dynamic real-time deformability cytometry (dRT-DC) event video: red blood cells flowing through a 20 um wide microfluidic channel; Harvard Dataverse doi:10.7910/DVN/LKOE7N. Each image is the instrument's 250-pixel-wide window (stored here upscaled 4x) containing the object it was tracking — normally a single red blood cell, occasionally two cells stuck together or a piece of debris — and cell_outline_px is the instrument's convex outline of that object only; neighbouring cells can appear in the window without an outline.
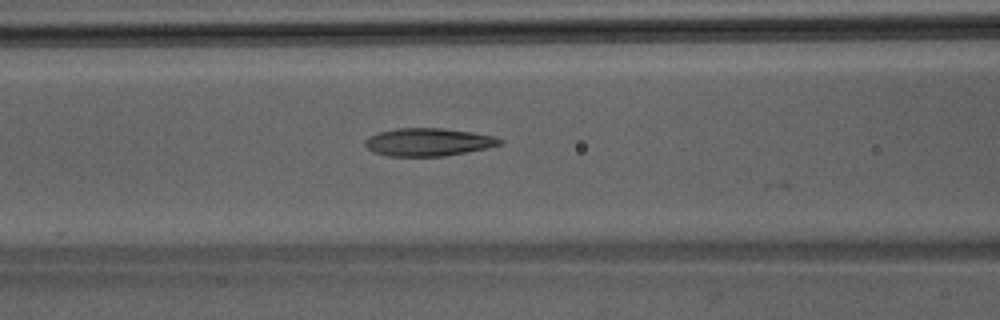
{"species": "Egyptian fruit bat (a non-hibernating species)", "species_latin": "Rousettus aegyptiacus", "temperature_condition": "room temperature", "stored_images_in_passage": 23, "camera_frame_rate_fps": 3000, "um_per_image_px": 0.085, "animal": {"sex": "male"}, "frame": {"image": 1, "passage_image": 19, "time_ms": 6.0, "image_size_px": [1000, 320], "cell_outline_px": [[504, 144], [488, 148], [444, 156], [388, 156], [372, 152], [364, 144], [364, 140], [368, 136], [380, 132], [396, 128], [440, 128], [472, 132], [492, 136], [504, 140]], "centroid_in_image_um": [36.4, 12.08], "position_along_channel_um": 130.2, "area_um2": 21.96}}